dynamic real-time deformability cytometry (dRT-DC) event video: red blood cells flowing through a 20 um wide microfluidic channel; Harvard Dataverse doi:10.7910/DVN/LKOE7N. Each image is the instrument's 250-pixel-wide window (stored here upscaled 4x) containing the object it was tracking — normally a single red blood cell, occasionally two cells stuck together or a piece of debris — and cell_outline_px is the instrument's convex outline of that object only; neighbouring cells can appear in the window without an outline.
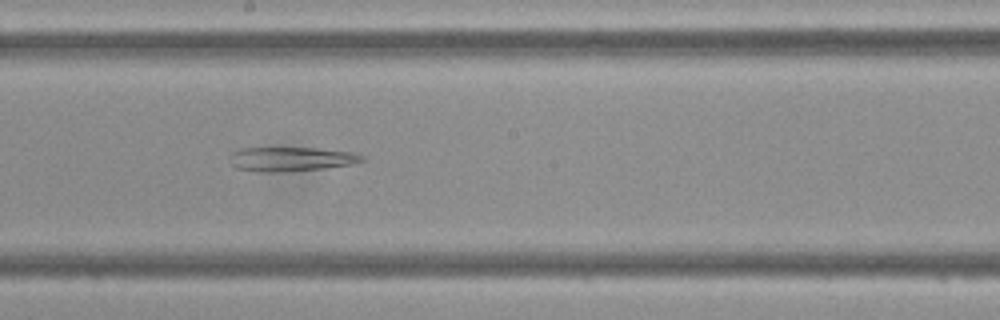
{"species": "Egyptian fruit bat (a non-hibernating species)", "species_latin": "Rousettus aegyptiacus", "temperature_condition": "cold", "stored_images_in_passage": 47, "segment_of_instrument_passage": [2, 2], "camera_frame_rate_fps": 3000, "um_per_image_px": 0.085, "frame": {"image": 1, "passage_image": 26, "time_ms": 8.333, "image_size_px": [1000, 320], "cell_outline_px": [[368, 160], [352, 164], [324, 168], [292, 172], [256, 172], [236, 168], [232, 164], [228, 156], [232, 152], [240, 148], [316, 148], [352, 152], [364, 156]], "centroid_in_image_um": [24.74, 13.53], "position_along_channel_um": 223.5, "area_um2": 19.02}}
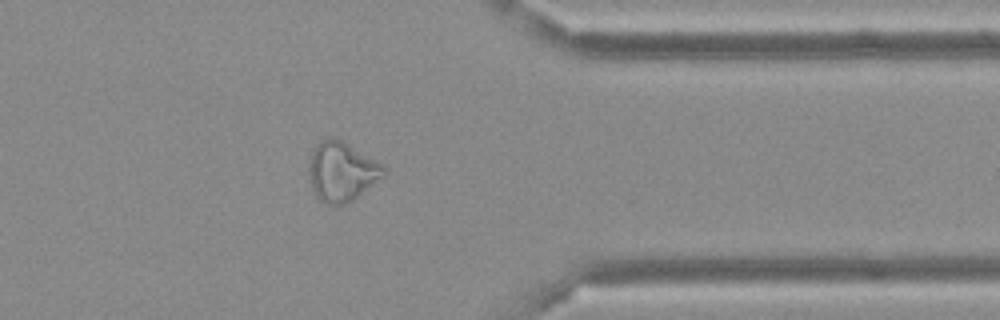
{"frame": {"image": 2, "passage_image": 38, "time_ms": 12.333, "image_size_px": [1000, 320], "cell_outline_px": [[388, 172], [384, 176], [352, 200], [344, 204], [328, 204], [320, 200], [316, 196], [312, 188], [308, 172], [308, 164], [312, 152], [316, 144], [324, 140], [340, 140], [348, 144], [384, 164]], "centroid_in_image_um": [29.06, 14.6], "position_along_channel_um": 382.3, "area_um2": 25.55}}
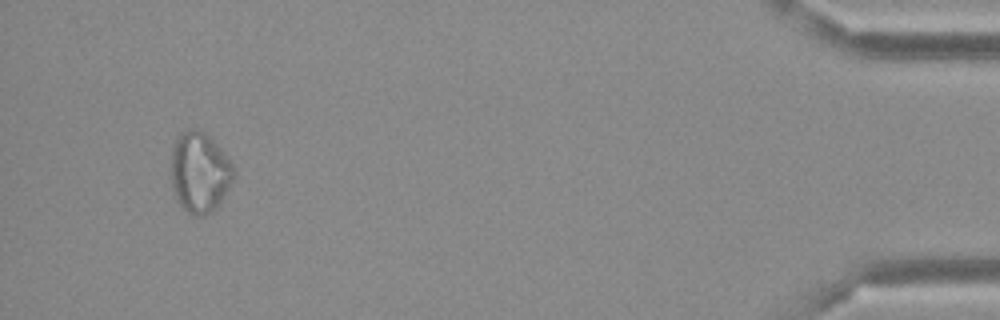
{"frame": {"image": 3, "passage_image": 45, "time_ms": 14.667, "image_size_px": [1000, 320], "cell_outline_px": [[236, 172], [228, 188], [216, 208], [204, 216], [192, 216], [176, 200], [172, 188], [172, 144], [180, 132], [188, 128], [196, 128], [204, 132], [228, 156], [236, 168]], "centroid_in_image_um": [16.97, 14.63], "position_along_channel_um": 418.2, "area_um2": 29.59}}